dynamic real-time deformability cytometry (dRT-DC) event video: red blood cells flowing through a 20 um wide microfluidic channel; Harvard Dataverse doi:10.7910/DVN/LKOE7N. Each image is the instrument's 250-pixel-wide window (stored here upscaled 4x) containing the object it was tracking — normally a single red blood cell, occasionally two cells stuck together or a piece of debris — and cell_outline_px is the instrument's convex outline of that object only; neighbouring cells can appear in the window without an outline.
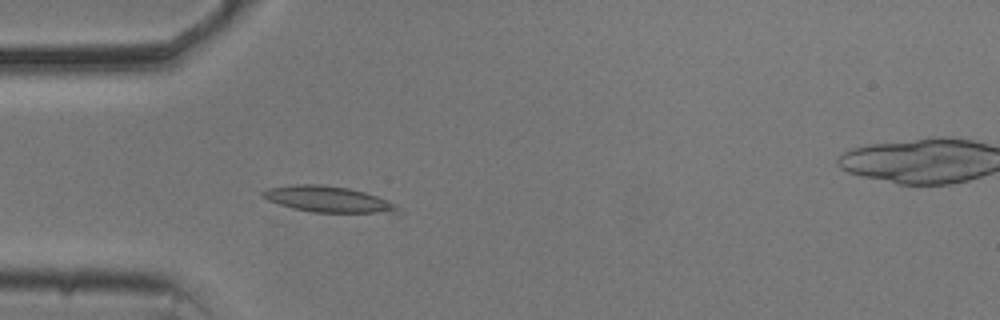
{"species": "common noctule bat (a hibernating species)", "species_latin": "Nyctalus noctula", "temperature_condition": "cold", "stored_images_in_passage": 48, "camera_frame_rate_fps": 3000, "um_per_image_px": 0.085, "animal": {"sex": "male", "body_mass_g": 20.5, "forearm_length_mm": 52.5}, "frame": {"image": 1, "passage_image": 16, "time_ms": 5.0, "image_size_px": [1000, 320], "cell_outline_px": [[400, 212], [312, 212], [292, 208], [268, 200], [260, 196], [260, 192], [268, 188], [292, 184], [320, 184], [348, 188], [364, 192], [388, 200], [396, 204], [400, 208]], "centroid_in_image_um": [27.83, 16.92], "position_along_channel_um": 57.2, "area_um2": 20.29}}
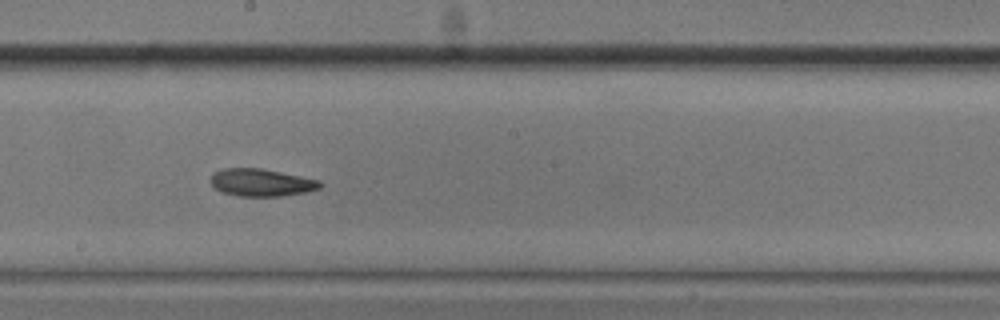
{"frame": {"image": 2, "passage_image": 30, "time_ms": 9.667, "image_size_px": [1000, 320], "cell_outline_px": [[324, 184], [320, 188], [308, 192], [280, 196], [240, 196], [220, 192], [208, 180], [212, 172], [224, 168], [260, 168], [320, 180]], "centroid_in_image_um": [22.19, 15.51], "position_along_channel_um": 226.0, "area_um2": 17.69}}
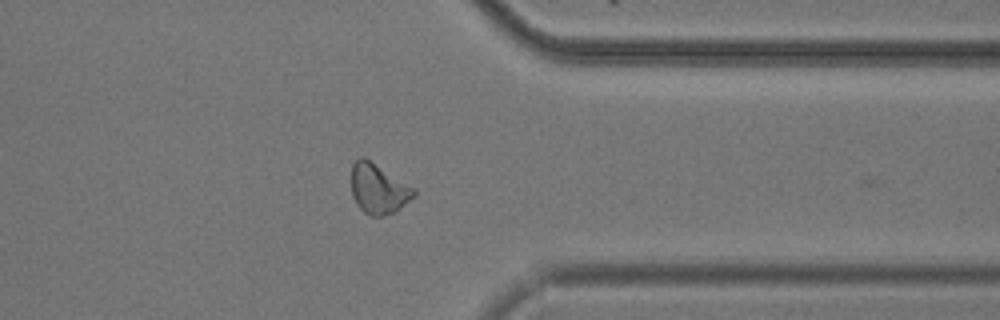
{"frame": {"image": 3, "passage_image": 43, "time_ms": 14.0, "image_size_px": [1000, 320], "cell_outline_px": [[416, 196], [392, 212], [384, 216], [372, 216], [364, 212], [356, 204], [352, 196], [352, 164], [360, 156], [364, 156], [416, 188]], "centroid_in_image_um": [32.17, 16.02], "position_along_channel_um": 379.2, "area_um2": 18.26}, "authors_computed_cell_mechanics": {"area_um2": 17.9469, "velocity_mm_per_s": 3.6941, "shape_relaxation_time_tau1_ms": 4.8147, "shape_relaxation_time_tau2_ms": 11.3732, "deformation_change_tau1": 0.1312, "deformation_change_tau2": 0.1794}}